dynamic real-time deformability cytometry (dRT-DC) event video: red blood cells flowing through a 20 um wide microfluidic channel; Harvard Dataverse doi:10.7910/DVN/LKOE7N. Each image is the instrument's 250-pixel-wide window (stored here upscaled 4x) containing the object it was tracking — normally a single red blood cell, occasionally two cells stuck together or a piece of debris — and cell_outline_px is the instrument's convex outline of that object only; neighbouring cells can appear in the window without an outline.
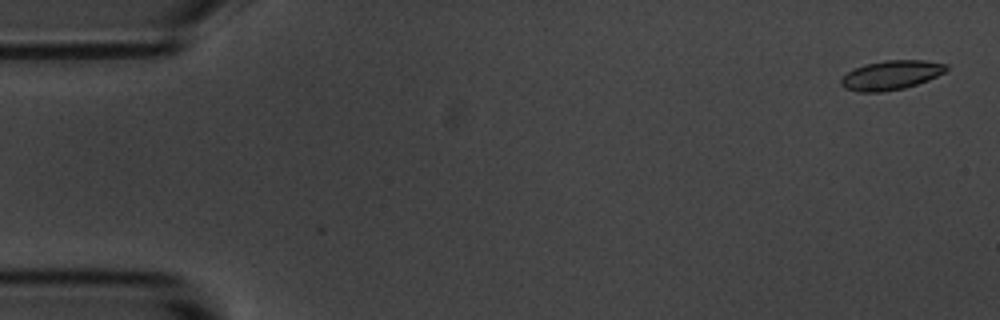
{"species": "common noctule bat (a hibernating species)", "species_latin": "Nyctalus noctula", "temperature_condition": "room temperature", "stored_images_in_passage": 4, "camera_frame_rate_fps": 3000, "um_per_image_px": 0.085, "animal": {"sex": "male", "body_mass_g": 20.1, "forearm_length_mm": 53.5}, "frame": {"image": 1, "passage_image": 2, "time_ms": 0.333, "image_size_px": [1000, 320], "cell_outline_px": [[948, 68], [944, 72], [928, 80], [904, 88], [880, 92], [860, 92], [844, 88], [840, 84], [840, 76], [864, 64], [884, 60], [924, 60], [948, 64]], "centroid_in_image_um": [75.71, 6.38], "position_along_channel_um": 9.3, "area_um2": 17.98}}